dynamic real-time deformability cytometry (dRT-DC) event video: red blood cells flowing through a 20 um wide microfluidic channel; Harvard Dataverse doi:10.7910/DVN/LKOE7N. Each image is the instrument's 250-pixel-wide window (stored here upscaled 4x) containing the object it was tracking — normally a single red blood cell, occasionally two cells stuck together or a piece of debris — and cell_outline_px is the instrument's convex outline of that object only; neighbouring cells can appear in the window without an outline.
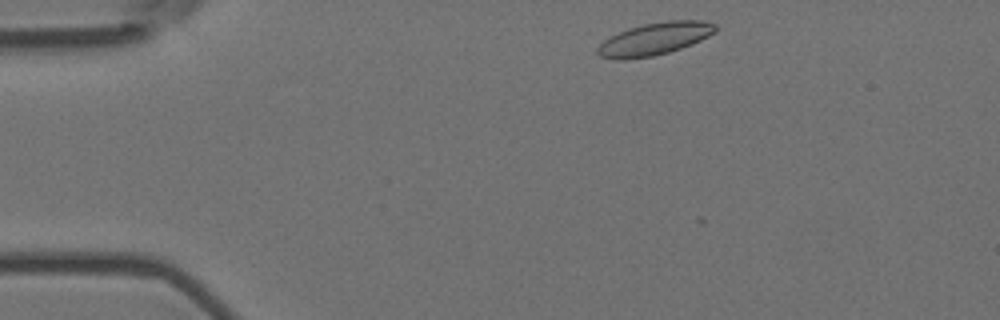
{"species": "Egyptian fruit bat (a non-hibernating species)", "species_latin": "Rousettus aegyptiacus", "temperature_condition": "room temperature", "stored_images_in_passage": 6, "camera_frame_rate_fps": 3000, "um_per_image_px": 0.085, "animal": {"sex": "female"}, "frame": {"image": 1, "passage_image": 2, "time_ms": 0.333, "image_size_px": [1000, 320], "cell_outline_px": [[716, 32], [692, 44], [668, 52], [652, 56], [620, 60], [612, 60], [600, 56], [596, 52], [596, 48], [604, 40], [628, 28], [644, 24], [668, 20], [704, 20], [716, 24]], "centroid_in_image_um": [55.64, 3.3], "position_along_channel_um": 29.4, "area_um2": 22.25}}